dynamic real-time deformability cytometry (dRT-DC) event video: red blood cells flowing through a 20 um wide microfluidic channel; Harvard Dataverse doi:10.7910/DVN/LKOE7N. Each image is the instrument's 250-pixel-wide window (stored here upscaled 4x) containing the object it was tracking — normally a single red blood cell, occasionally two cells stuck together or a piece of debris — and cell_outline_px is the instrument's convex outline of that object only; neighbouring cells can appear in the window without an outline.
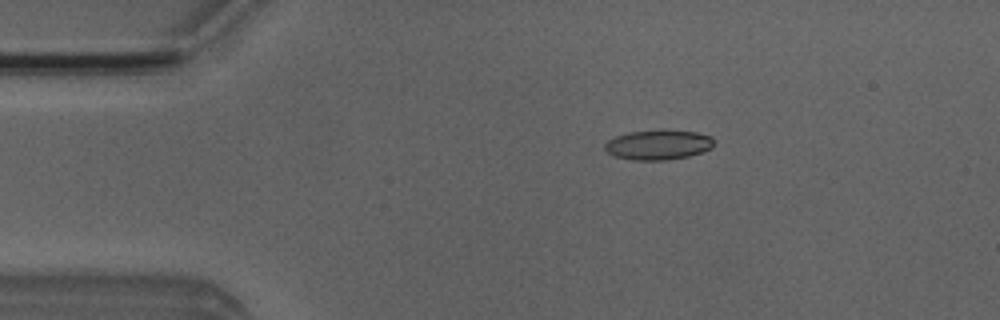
{"species": "Egyptian fruit bat (a non-hibernating species)", "species_latin": "Rousettus aegyptiacus", "temperature_condition": "room temperature", "stored_images_in_passage": 5, "camera_frame_rate_fps": 3000, "um_per_image_px": 0.085, "animal": {"sex": "male"}, "frame": {"image": 1, "passage_image": 2, "time_ms": 1.0, "image_size_px": [1000, 320], "cell_outline_px": [[712, 148], [688, 156], [668, 160], [632, 160], [612, 156], [604, 148], [604, 144], [608, 140], [616, 136], [628, 132], [660, 128], [664, 128], [696, 132], [712, 136]], "centroid_in_image_um": [55.92, 12.28], "position_along_channel_um": 29.1, "area_um2": 19.42}}
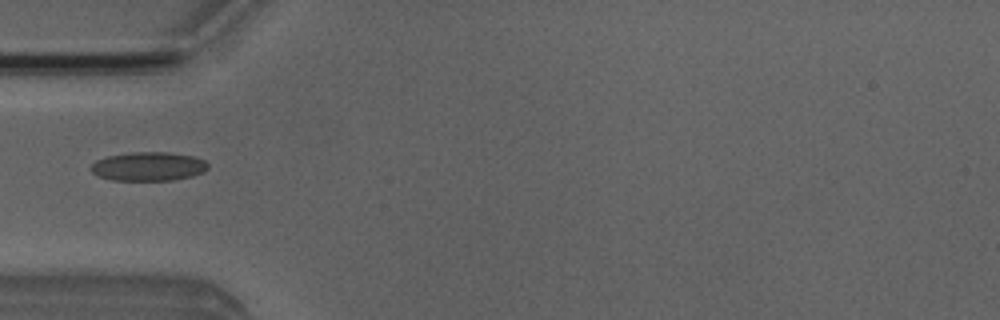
{"frame": {"image": 2, "passage_image": 4, "time_ms": 3.333, "image_size_px": [1000, 320], "cell_outline_px": [[208, 168], [204, 172], [192, 176], [172, 180], [112, 180], [100, 176], [92, 172], [88, 168], [96, 160], [108, 156], [132, 152], [168, 152], [192, 156], [204, 160], [208, 164]], "centroid_in_image_um": [12.61, 14.14], "position_along_channel_um": 72.4, "area_um2": 19.65}}